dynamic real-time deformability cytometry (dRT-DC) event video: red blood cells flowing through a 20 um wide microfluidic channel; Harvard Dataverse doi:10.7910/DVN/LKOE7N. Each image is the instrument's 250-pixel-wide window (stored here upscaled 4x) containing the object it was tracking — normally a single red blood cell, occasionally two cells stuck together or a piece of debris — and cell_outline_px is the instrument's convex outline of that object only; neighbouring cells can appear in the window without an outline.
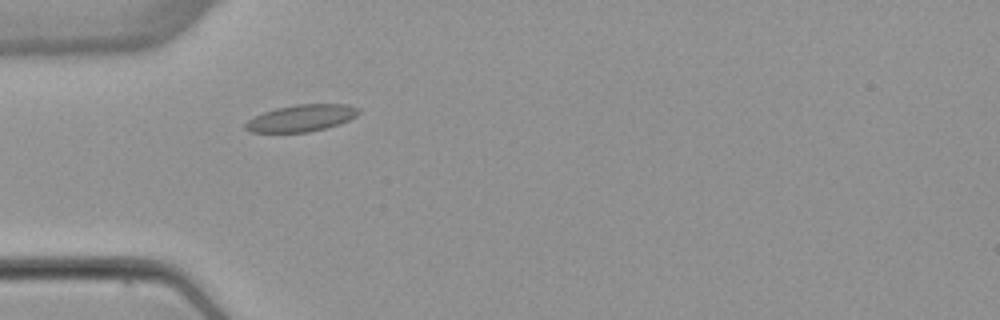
{"species": "common noctule bat (a hibernating species)", "species_latin": "Nyctalus noctula", "temperature_condition": "warm", "stored_images_in_passage": 4, "camera_frame_rate_fps": 3000, "um_per_image_px": 0.085, "animal": {"sex": "female", "body_mass_g": 22.7, "forearm_length_mm": 54.2}, "frame": {"image": 1, "passage_image": 4, "time_ms": 3.667, "image_size_px": [1000, 320], "cell_outline_px": [[360, 112], [356, 116], [340, 124], [308, 132], [252, 132], [244, 128], [244, 124], [248, 120], [264, 112], [276, 108], [296, 104], [348, 104], [360, 108]], "centroid_in_image_um": [25.64, 10.03], "position_along_channel_um": 59.4, "area_um2": 17.63}}